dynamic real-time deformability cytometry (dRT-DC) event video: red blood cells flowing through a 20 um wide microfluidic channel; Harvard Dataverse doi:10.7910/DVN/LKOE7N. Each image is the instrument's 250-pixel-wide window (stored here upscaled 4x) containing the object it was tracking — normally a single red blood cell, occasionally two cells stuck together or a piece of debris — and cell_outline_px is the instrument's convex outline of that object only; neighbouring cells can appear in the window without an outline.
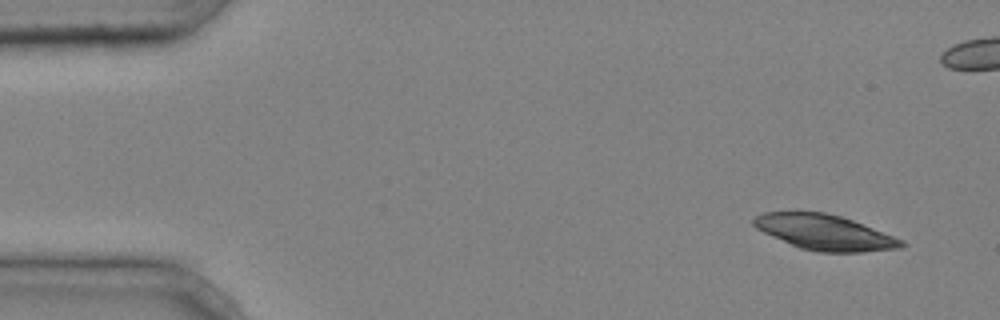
{"species": "common noctule bat (a hibernating species)", "species_latin": "Nyctalus noctula", "temperature_condition": "cold", "stored_images_in_passage": 4, "camera_frame_rate_fps": 3000, "um_per_image_px": 0.085, "animal": {"sex": "male", "body_mass_g": 20.4}, "frame": {"image": 1, "passage_image": 1, "time_ms": 0.0, "image_size_px": [1000, 320], "cell_outline_px": [[908, 244], [900, 248], [860, 252], [820, 252], [800, 248], [772, 236], [756, 228], [752, 224], [752, 220], [756, 216], [764, 212], [824, 212], [840, 216], [852, 220], [904, 240]], "centroid_in_image_um": [70.11, 19.75], "position_along_channel_um": 14.9, "area_um2": 30.11}}